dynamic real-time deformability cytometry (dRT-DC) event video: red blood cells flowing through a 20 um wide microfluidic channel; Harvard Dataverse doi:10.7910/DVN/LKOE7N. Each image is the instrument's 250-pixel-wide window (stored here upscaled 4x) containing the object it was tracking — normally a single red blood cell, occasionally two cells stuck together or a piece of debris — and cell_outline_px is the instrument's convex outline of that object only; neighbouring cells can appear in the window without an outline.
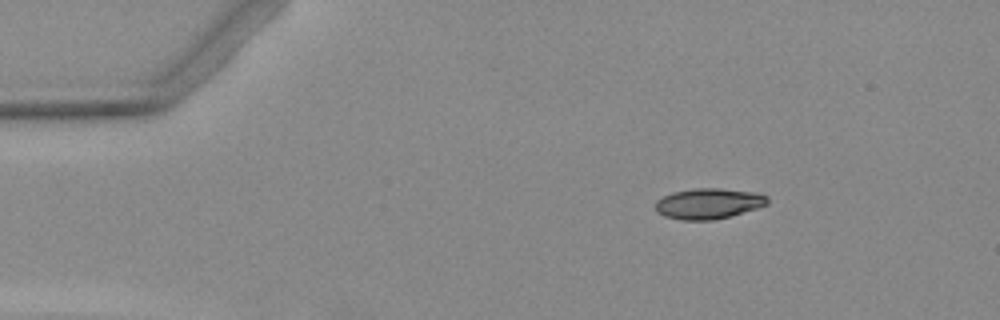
{"species": "Egyptian fruit bat (a non-hibernating species)", "species_latin": "Rousettus aegyptiacus", "temperature_condition": "warm", "stored_images_in_passage": 4, "segment_of_instrument_passage": [1, 2], "camera_frame_rate_fps": 3000, "um_per_image_px": 0.085, "animal": {"sex": "female"}, "frame": {"image": 1, "passage_image": 1, "time_ms": 0.0, "image_size_px": [1000, 320], "cell_outline_px": [[768, 204], [732, 216], [712, 220], [680, 220], [664, 216], [656, 212], [656, 200], [672, 192], [696, 188], [720, 188], [756, 192], [768, 196]], "centroid_in_image_um": [60.22, 17.3], "position_along_channel_um": 24.8, "area_um2": 20.11}}